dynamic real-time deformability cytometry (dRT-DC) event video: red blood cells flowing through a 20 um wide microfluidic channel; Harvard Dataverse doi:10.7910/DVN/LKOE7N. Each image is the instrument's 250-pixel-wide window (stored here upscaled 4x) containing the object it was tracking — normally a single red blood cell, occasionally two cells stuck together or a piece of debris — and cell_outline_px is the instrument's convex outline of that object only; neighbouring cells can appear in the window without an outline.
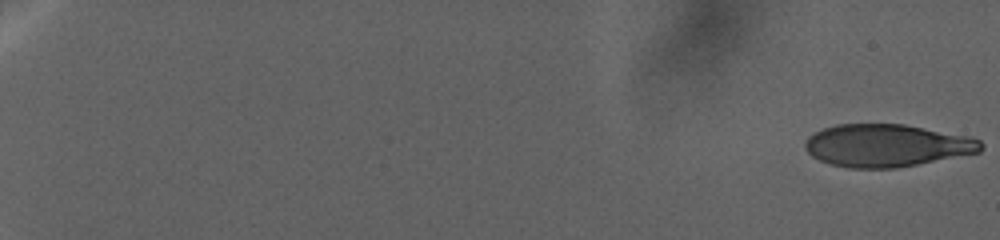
{"species": "human", "species_latin": "Homo sapiens", "temperature_condition": "warm", "stored_images_in_passage": 157, "camera_frame_rate_fps": 3000, "um_per_image_px": 0.085, "donor": {"sex": "female"}, "frame": {"image": 1, "passage_image": 1, "time_ms": 0.0, "image_size_px": [1000, 240], "cell_outline_px": [[984, 148], [980, 152], [896, 168], [848, 168], [832, 164], [820, 160], [812, 156], [804, 148], [804, 144], [808, 136], [824, 128], [836, 124], [904, 124], [972, 136], [980, 140], [984, 144]], "centroid_in_image_um": [75.4, 12.36], "position_along_channel_um": 9.6, "area_um2": 43.75}}
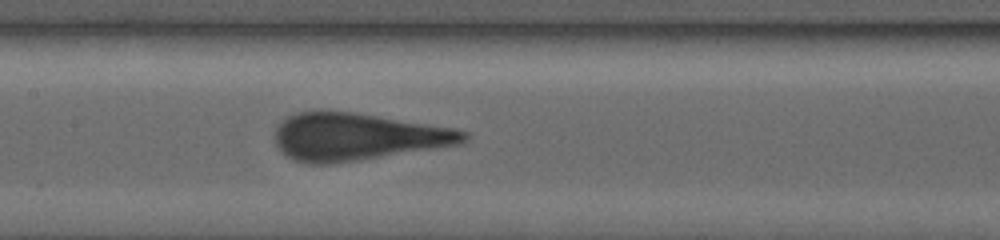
{"frame": {"image": 2, "passage_image": 90, "time_ms": 37.0, "image_size_px": [1000, 240], "cell_outline_px": [[468, 140], [464, 144], [356, 160], [328, 164], [308, 164], [292, 160], [280, 152], [276, 148], [276, 124], [284, 116], [296, 112], [320, 108], [352, 112], [456, 128], [468, 132]], "centroid_in_image_um": [30.3, 11.6], "position_along_channel_um": 177.1, "area_um2": 53.0}}
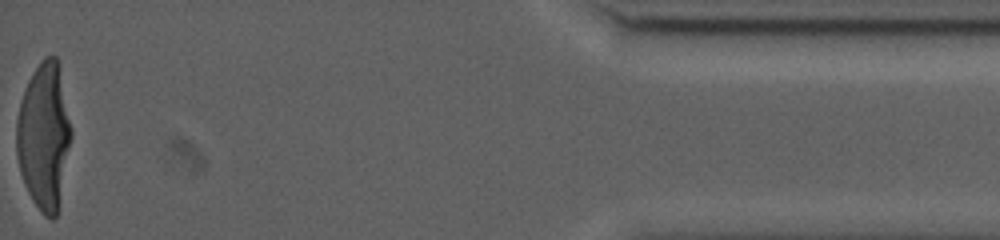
{"frame": {"image": 3, "passage_image": 157, "time_ms": 64.0, "image_size_px": [1000, 240], "cell_outline_px": [[72, 136], [56, 216], [52, 220], [44, 216], [40, 212], [32, 200], [24, 184], [20, 172], [16, 156], [16, 120], [20, 100], [24, 88], [32, 72], [44, 56], [56, 56], [72, 128]], "centroid_in_image_um": [3.72, 11.57], "position_along_channel_um": 431.5, "area_um2": 46.76}}